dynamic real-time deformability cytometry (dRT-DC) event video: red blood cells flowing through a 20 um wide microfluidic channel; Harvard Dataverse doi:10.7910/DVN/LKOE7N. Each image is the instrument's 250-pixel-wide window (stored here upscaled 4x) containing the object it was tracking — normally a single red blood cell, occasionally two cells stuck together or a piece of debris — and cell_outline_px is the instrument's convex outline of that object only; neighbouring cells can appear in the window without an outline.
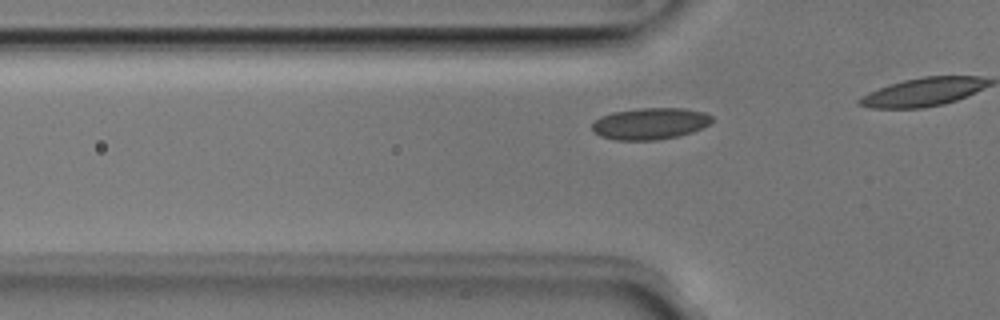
{"species": "Egyptian fruit bat (a non-hibernating species)", "species_latin": "Rousettus aegyptiacus", "temperature_condition": "room temperature", "stored_images_in_passage": 10, "camera_frame_rate_fps": 3000, "um_per_image_px": 0.085, "animal": {"sex": "male"}, "frame": {"image": 1, "passage_image": 5, "time_ms": 1.333, "image_size_px": [1000, 320], "cell_outline_px": [[712, 120], [708, 124], [692, 132], [680, 136], [656, 140], [616, 140], [600, 136], [592, 132], [592, 124], [600, 116], [612, 112], [640, 108], [684, 108], [704, 112], [712, 116]], "centroid_in_image_um": [55.23, 10.51], "position_along_channel_um": 70.6, "area_um2": 22.14}}
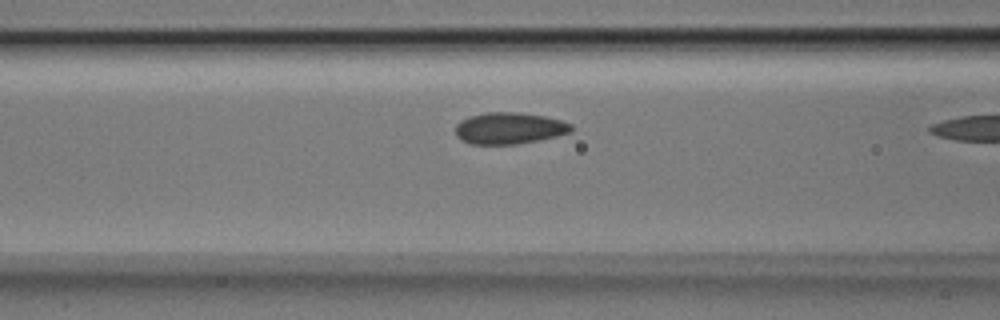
{"frame": {"image": 2, "passage_image": 9, "time_ms": 2.667, "image_size_px": [1000, 320], "cell_outline_px": [[572, 132], [540, 140], [516, 144], [468, 144], [460, 140], [456, 136], [456, 124], [460, 120], [468, 116], [484, 112], [520, 112], [544, 116], [560, 120], [572, 124]], "centroid_in_image_um": [43.26, 10.9], "position_along_channel_um": 123.3, "area_um2": 21.56}}